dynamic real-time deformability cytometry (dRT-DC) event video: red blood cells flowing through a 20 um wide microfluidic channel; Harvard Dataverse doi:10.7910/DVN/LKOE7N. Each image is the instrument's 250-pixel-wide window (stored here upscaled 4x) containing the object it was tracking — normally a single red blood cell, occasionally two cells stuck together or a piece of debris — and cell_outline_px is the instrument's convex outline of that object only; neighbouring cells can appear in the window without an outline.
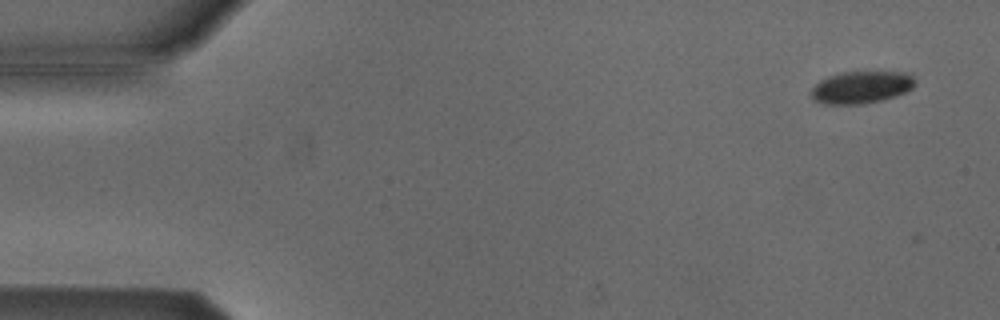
{"species": "Egyptian fruit bat (a non-hibernating species)", "species_latin": "Rousettus aegyptiacus", "temperature_condition": "cold", "stored_images_in_passage": 2, "camera_frame_rate_fps": 3000, "um_per_image_px": 0.085, "animal": {"sex": "male"}, "frame": {"image": 1, "passage_image": 1, "time_ms": 0.0, "image_size_px": [1000, 320], "cell_outline_px": [[912, 88], [896, 96], [880, 100], [860, 104], [828, 104], [816, 100], [812, 96], [812, 88], [820, 80], [828, 76], [844, 72], [912, 72]], "centroid_in_image_um": [73.21, 7.41], "position_along_channel_um": 11.8, "area_um2": 19.13}}